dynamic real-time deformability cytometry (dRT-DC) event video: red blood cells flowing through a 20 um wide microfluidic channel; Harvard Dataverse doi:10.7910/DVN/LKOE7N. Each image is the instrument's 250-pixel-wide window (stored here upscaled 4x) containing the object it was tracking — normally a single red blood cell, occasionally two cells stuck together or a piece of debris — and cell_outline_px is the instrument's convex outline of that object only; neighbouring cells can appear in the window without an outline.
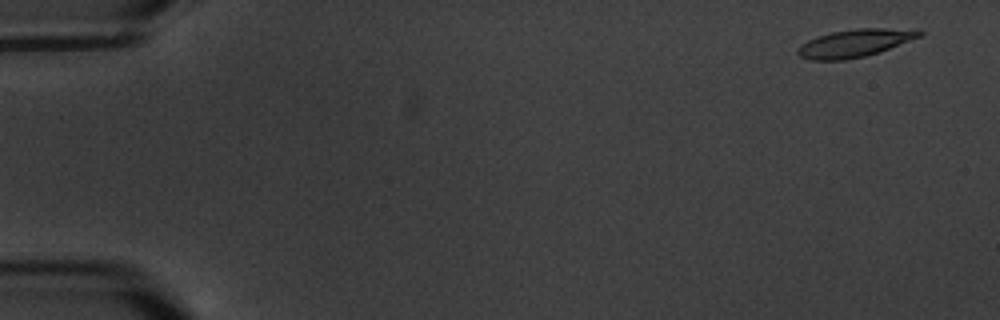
{"species": "common noctule bat (a hibernating species)", "species_latin": "Nyctalus noctula", "temperature_condition": "warm", "stored_images_in_passage": 5, "camera_frame_rate_fps": 3000, "um_per_image_px": 0.085, "animal": {"sex": "male", "body_mass_g": 20.1, "forearm_length_mm": 53.5}, "frame": {"image": 1, "passage_image": 2, "time_ms": 1.0, "image_size_px": [1000, 320], "cell_outline_px": [[924, 36], [880, 52], [864, 56], [844, 60], [812, 60], [800, 56], [796, 52], [808, 40], [816, 36], [832, 32], [856, 28], [920, 28], [924, 32]], "centroid_in_image_um": [72.79, 3.64], "position_along_channel_um": 12.2, "area_um2": 19.94}}